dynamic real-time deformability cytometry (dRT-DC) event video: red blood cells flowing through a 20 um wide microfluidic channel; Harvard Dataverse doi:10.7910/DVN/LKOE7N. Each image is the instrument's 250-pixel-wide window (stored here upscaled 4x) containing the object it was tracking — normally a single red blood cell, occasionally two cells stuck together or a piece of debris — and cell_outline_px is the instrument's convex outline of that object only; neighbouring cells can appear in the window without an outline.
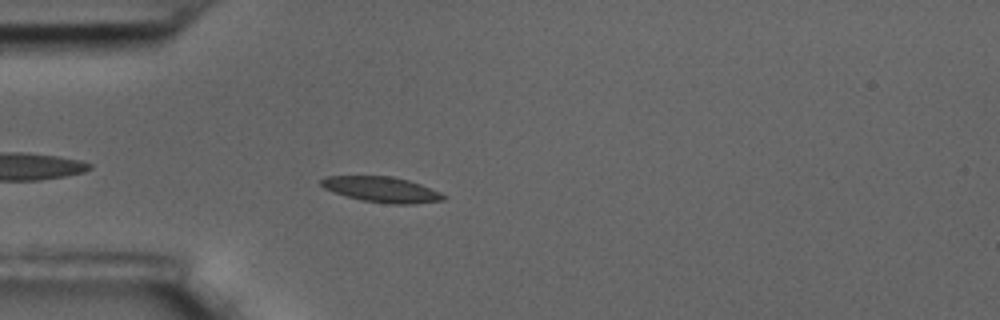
{"species": "common noctule bat (a hibernating species)", "species_latin": "Nyctalus noctula", "temperature_condition": "room temperature", "stored_images_in_passage": 47, "camera_frame_rate_fps": 3000, "um_per_image_px": 0.085, "animal": {"sex": "male", "body_mass_g": 17.5, "forearm_length_mm": 52.3}, "frame": {"image": 1, "passage_image": 5, "time_ms": 1.333, "image_size_px": [1000, 320], "cell_outline_px": [[448, 196], [444, 200], [412, 204], [392, 204], [360, 200], [332, 192], [324, 188], [320, 184], [320, 180], [324, 176], [392, 176], [408, 180], [420, 184], [440, 192]], "centroid_in_image_um": [32.43, 16.11], "position_along_channel_um": 52.6, "area_um2": 18.26}}
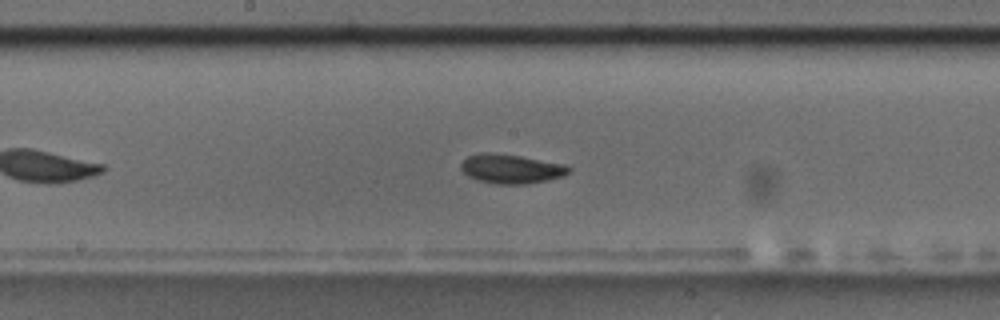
{"frame": {"image": 2, "passage_image": 19, "time_ms": 6.0, "image_size_px": [1000, 320], "cell_outline_px": [[572, 168], [564, 176], [548, 180], [524, 184], [496, 184], [476, 180], [468, 176], [460, 168], [460, 164], [468, 156], [480, 152], [492, 152], [520, 156], [564, 164]], "centroid_in_image_um": [43.42, 14.35], "position_along_channel_um": 204.8, "area_um2": 18.44}}
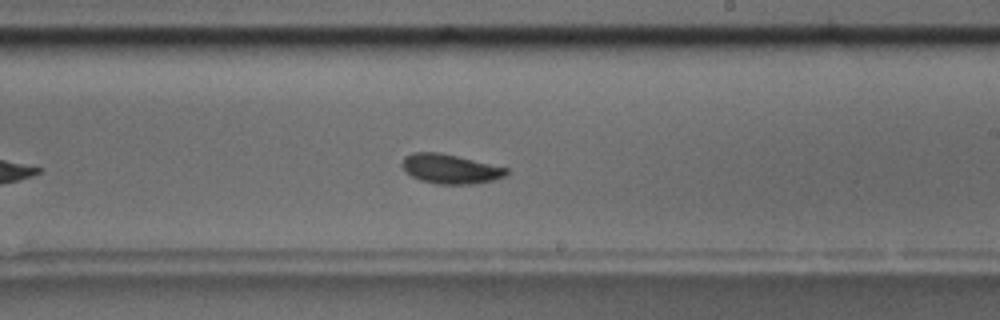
{"frame": {"image": 3, "passage_image": 23, "time_ms": 7.333, "image_size_px": [1000, 320], "cell_outline_px": [[508, 172], [504, 176], [492, 180], [476, 184], [436, 184], [420, 180], [404, 172], [400, 164], [404, 156], [412, 152], [440, 152], [508, 168]], "centroid_in_image_um": [38.21, 14.35], "position_along_channel_um": 250.8, "area_um2": 18.03}}